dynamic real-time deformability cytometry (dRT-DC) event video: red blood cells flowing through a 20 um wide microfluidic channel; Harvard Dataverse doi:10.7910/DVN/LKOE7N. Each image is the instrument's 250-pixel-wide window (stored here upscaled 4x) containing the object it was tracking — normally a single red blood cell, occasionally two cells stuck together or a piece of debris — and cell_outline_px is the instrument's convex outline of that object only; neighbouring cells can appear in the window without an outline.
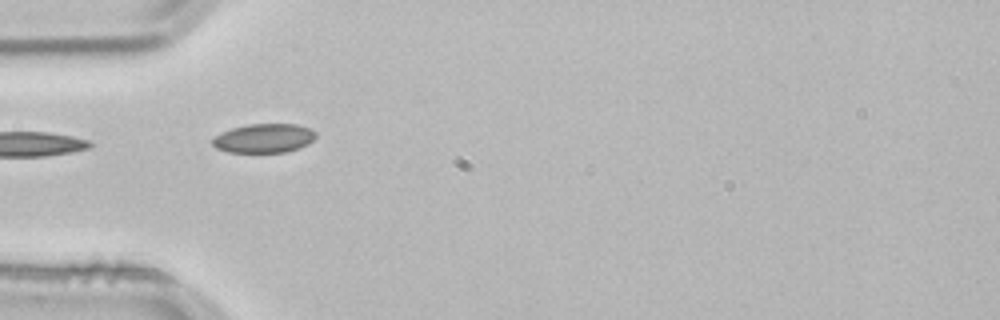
{"species": "common noctule bat (a hibernating species)", "species_latin": "Nyctalus noctula", "temperature_condition": "room temperature", "stored_images_in_passage": 3, "camera_frame_rate_fps": 3000, "um_per_image_px": 0.085, "animal": {"sex": "male", "body_mass_g": 21.5, "forearm_length_mm": 52.0}, "frame": {"image": 1, "passage_image": 3, "time_ms": 0.667, "image_size_px": [1000, 320], "cell_outline_px": [[316, 136], [308, 144], [300, 148], [284, 152], [228, 152], [216, 148], [212, 144], [212, 140], [216, 136], [232, 128], [248, 124], [296, 124], [308, 128], [316, 132]], "centroid_in_image_um": [22.45, 11.75], "position_along_channel_um": 62.5, "area_um2": 17.34}}